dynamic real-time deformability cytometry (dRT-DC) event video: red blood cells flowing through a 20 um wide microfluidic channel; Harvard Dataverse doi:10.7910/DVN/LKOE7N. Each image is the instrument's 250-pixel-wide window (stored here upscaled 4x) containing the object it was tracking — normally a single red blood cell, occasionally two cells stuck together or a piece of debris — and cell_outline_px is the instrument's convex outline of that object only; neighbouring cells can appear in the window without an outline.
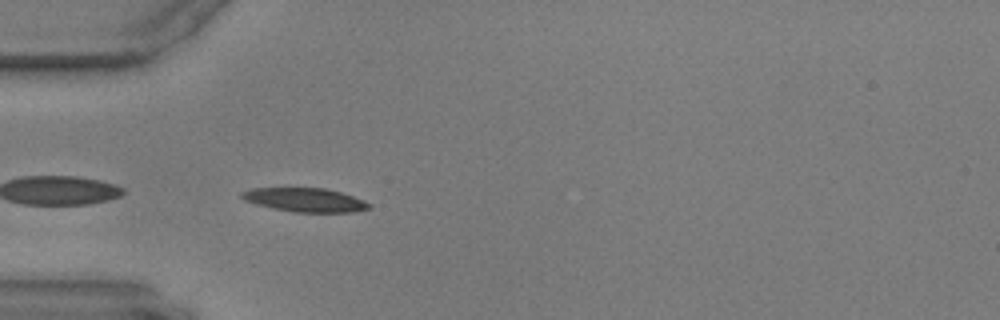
{"species": "common noctule bat (a hibernating species)", "species_latin": "Nyctalus noctula", "temperature_condition": "warm", "stored_images_in_passage": 42, "camera_frame_rate_fps": 3000, "um_per_image_px": 0.085, "animal": {"sex": "male", "body_mass_g": 17.9, "forearm_length_mm": 54.2}, "frame": {"image": 1, "passage_image": 2, "time_ms": 0.333, "image_size_px": [1000, 320], "cell_outline_px": [[368, 208], [352, 212], [292, 212], [272, 208], [256, 204], [244, 200], [240, 196], [240, 192], [252, 188], [324, 188], [340, 192], [364, 200], [368, 204]], "centroid_in_image_um": [25.86, 16.99], "position_along_channel_um": 59.1, "area_um2": 17.51}}
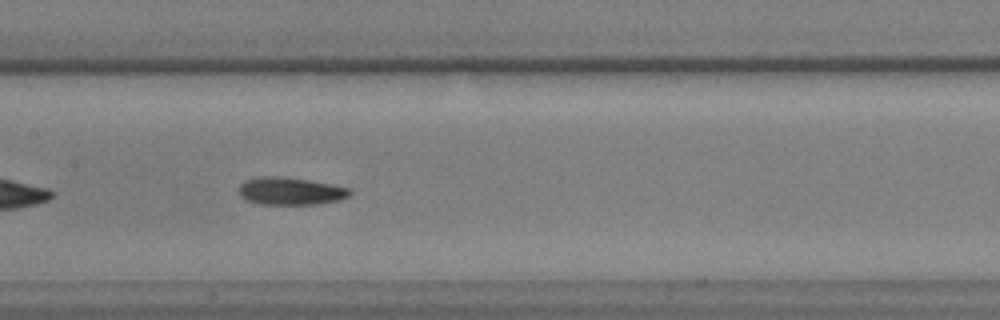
{"frame": {"image": 2, "passage_image": 13, "time_ms": 4.0, "image_size_px": [1000, 320], "cell_outline_px": [[352, 192], [348, 196], [340, 200], [312, 204], [260, 204], [244, 200], [236, 192], [240, 184], [244, 180], [260, 176], [284, 176], [308, 180], [348, 188]], "centroid_in_image_um": [24.59, 16.24], "position_along_channel_um": 182.8, "area_um2": 17.92}}
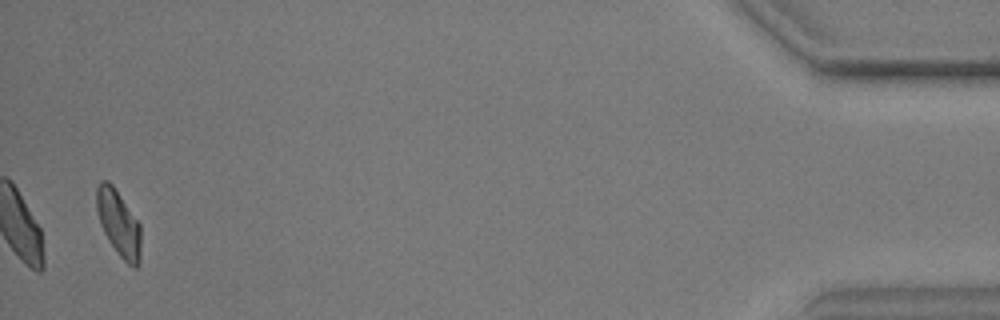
{"frame": {"image": 3, "passage_image": 41, "time_ms": 13.333, "image_size_px": [1000, 320], "cell_outline_px": [[140, 264], [136, 268], [132, 268], [120, 256], [108, 240], [100, 224], [96, 208], [96, 188], [100, 180], [108, 180], [112, 184], [140, 224]], "centroid_in_image_um": [10.08, 18.98], "position_along_channel_um": 425.1, "area_um2": 17.05}}